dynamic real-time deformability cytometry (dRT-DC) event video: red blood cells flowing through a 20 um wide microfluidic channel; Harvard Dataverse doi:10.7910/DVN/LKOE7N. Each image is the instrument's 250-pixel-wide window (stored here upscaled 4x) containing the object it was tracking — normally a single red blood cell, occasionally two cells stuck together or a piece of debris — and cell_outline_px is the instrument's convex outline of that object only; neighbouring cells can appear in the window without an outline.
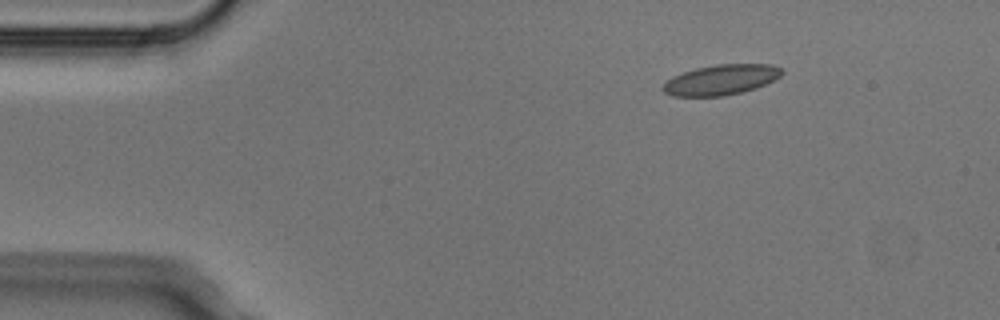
{"species": "Egyptian fruit bat (a non-hibernating species)", "species_latin": "Rousettus aegyptiacus", "temperature_condition": "cold", "stored_images_in_passage": 6, "segment_of_instrument_passage": [2, 2], "camera_frame_rate_fps": 3000, "um_per_image_px": 0.085, "animal": {"sex": "male"}, "frame": {"image": 1, "passage_image": 6, "time_ms": 1.667, "image_size_px": [1000, 320], "cell_outline_px": [[784, 72], [776, 80], [756, 88], [724, 96], [672, 96], [664, 92], [660, 88], [672, 76], [696, 68], [716, 64], [772, 64], [780, 68]], "centroid_in_image_um": [61.3, 6.78], "position_along_channel_um": 23.7, "area_um2": 21.04}}